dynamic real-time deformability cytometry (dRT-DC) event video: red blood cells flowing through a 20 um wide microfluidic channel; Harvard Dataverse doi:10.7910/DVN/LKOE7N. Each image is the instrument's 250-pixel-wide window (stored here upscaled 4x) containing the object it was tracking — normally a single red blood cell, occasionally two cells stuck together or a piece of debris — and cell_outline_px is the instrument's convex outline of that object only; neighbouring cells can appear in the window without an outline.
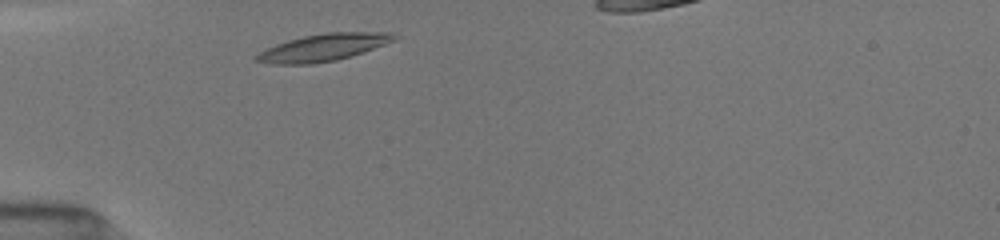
{"species": "common noctule bat (a hibernating species)", "species_latin": "Nyctalus noctula", "temperature_condition": "room temperature", "stored_images_in_passage": 33, "camera_frame_rate_fps": 3000, "um_per_image_px": 0.085, "animal": {"sex": "female", "body_mass_g": 19.5, "forearm_length_mm": 54.1}, "frame": {"image": 1, "passage_image": 2, "time_ms": 0.333, "image_size_px": [1000, 240], "cell_outline_px": [[396, 36], [392, 40], [384, 44], [352, 56], [336, 60], [308, 64], [276, 64], [256, 60], [256, 56], [260, 52], [276, 44], [288, 40], [304, 36], [328, 32], [388, 32]], "centroid_in_image_um": [27.47, 4.03], "position_along_channel_um": 57.5, "area_um2": 21.21}}
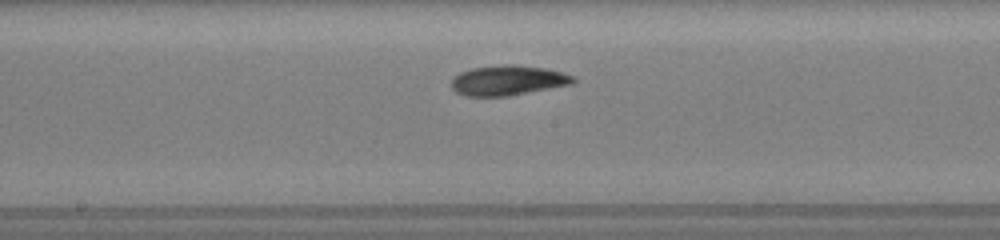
{"frame": {"image": 2, "passage_image": 14, "time_ms": 4.333, "image_size_px": [1000, 240], "cell_outline_px": [[576, 80], [572, 84], [508, 96], [468, 96], [456, 92], [452, 88], [452, 80], [460, 72], [472, 68], [504, 64], [512, 64], [544, 68], [560, 72], [572, 76]], "centroid_in_image_um": [43.16, 6.83], "position_along_channel_um": 205.0, "area_um2": 21.04}}
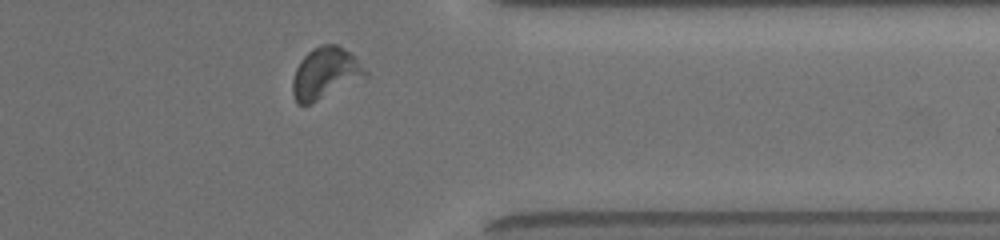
{"frame": {"image": 3, "passage_image": 28, "time_ms": 9.0, "image_size_px": [1000, 240], "cell_outline_px": [[368, 76], [308, 104], [296, 104], [292, 96], [292, 80], [296, 68], [300, 60], [312, 48], [320, 44], [336, 44], [356, 56], [368, 72]], "centroid_in_image_um": [27.64, 6.2], "position_along_channel_um": 383.8, "area_um2": 21.73}}